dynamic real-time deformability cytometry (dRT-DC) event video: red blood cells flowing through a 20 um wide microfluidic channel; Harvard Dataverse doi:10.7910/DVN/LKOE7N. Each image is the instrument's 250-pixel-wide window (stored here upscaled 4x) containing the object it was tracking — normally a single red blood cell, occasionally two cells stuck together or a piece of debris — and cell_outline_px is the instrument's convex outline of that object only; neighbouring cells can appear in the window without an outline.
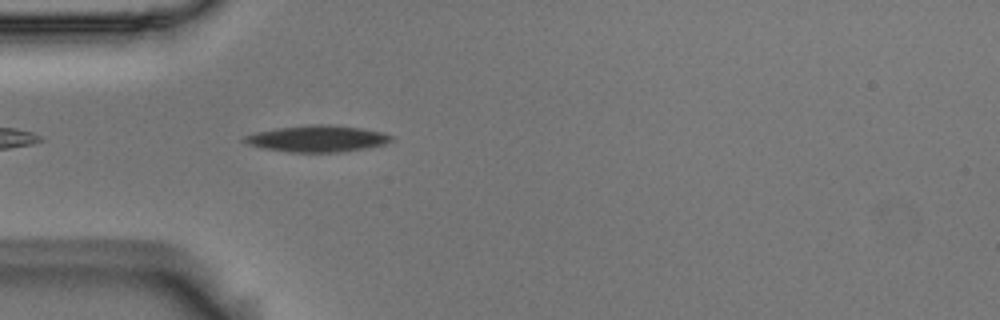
{"species": "Egyptian fruit bat (a non-hibernating species)", "species_latin": "Rousettus aegyptiacus", "temperature_condition": "room temperature", "stored_images_in_passage": 4, "camera_frame_rate_fps": 3000, "um_per_image_px": 0.085, "animal": {"sex": "male"}, "frame": {"image": 1, "passage_image": 1, "time_ms": 0.0, "image_size_px": [1000, 320], "cell_outline_px": [[392, 140], [384, 144], [364, 148], [340, 152], [288, 152], [264, 148], [248, 144], [244, 140], [244, 136], [260, 132], [280, 128], [320, 124], [328, 124], [360, 128], [384, 132], [392, 136]], "centroid_in_image_um": [27.02, 11.79], "position_along_channel_um": 58.0, "area_um2": 22.14}}